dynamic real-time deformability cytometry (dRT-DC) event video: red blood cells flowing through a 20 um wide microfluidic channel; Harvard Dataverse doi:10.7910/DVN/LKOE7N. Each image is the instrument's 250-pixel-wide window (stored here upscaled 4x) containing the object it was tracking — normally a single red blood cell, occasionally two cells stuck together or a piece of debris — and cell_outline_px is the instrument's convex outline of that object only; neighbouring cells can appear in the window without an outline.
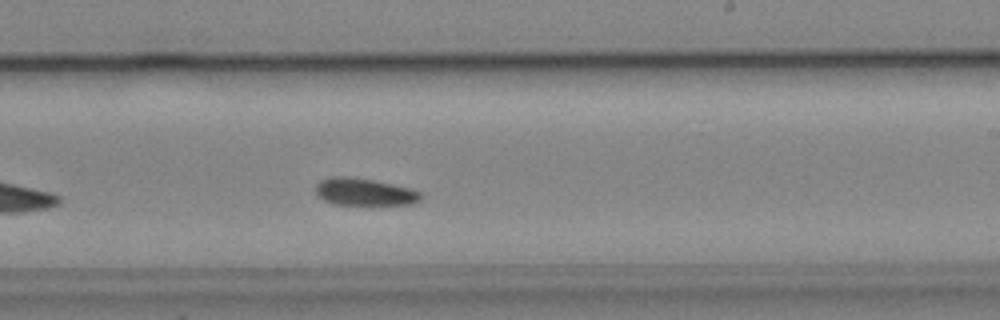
{"species": "common noctule bat (a hibernating species)", "species_latin": "Nyctalus noctula", "temperature_condition": "cold", "stored_images_in_passage": 26, "camera_frame_rate_fps": 3000, "um_per_image_px": 0.085, "animal": {"sex": "male", "body_mass_g": 19.2, "forearm_length_mm": 51.8}, "frame": {"image": 1, "passage_image": 19, "time_ms": 6.0, "image_size_px": [1000, 320], "cell_outline_px": [[420, 200], [412, 204], [336, 204], [324, 200], [316, 196], [316, 184], [320, 180], [332, 176], [348, 176], [372, 180], [392, 184], [408, 188], [420, 192]], "centroid_in_image_um": [30.91, 16.3], "position_along_channel_um": 258.1, "area_um2": 16.47}}